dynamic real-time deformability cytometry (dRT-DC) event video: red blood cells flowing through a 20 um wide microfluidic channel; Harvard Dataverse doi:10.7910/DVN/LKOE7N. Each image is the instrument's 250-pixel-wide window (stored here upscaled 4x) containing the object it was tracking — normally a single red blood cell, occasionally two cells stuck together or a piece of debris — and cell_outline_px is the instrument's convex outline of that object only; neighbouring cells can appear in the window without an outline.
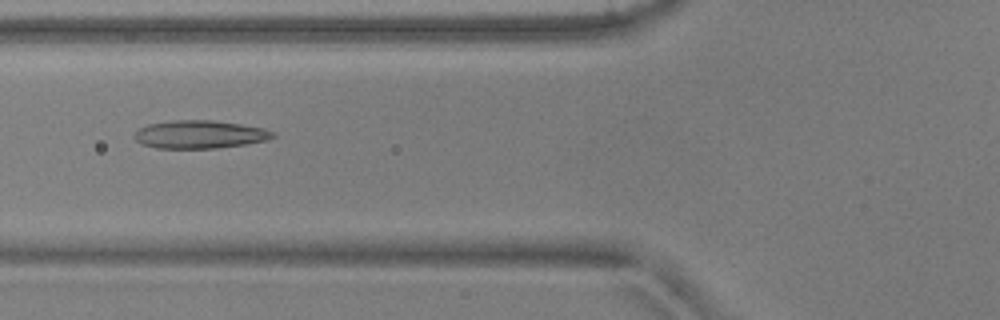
{"species": "common noctule bat (a hibernating species)", "species_latin": "Nyctalus noctula", "temperature_condition": "warm", "stored_images_in_passage": 6, "camera_frame_rate_fps": 3000, "um_per_image_px": 0.085, "animal": {"sex": "male", "body_mass_g": 17.9, "forearm_length_mm": 54.2}, "frame": {"image": 1, "passage_image": 6, "time_ms": 1.667, "image_size_px": [1000, 320], "cell_outline_px": [[276, 136], [268, 140], [244, 144], [216, 148], [156, 148], [144, 144], [136, 140], [132, 136], [140, 128], [148, 124], [172, 120], [212, 120], [240, 124], [264, 128], [276, 132]], "centroid_in_image_um": [17.0, 11.42], "position_along_channel_um": 108.8, "area_um2": 22.6}}